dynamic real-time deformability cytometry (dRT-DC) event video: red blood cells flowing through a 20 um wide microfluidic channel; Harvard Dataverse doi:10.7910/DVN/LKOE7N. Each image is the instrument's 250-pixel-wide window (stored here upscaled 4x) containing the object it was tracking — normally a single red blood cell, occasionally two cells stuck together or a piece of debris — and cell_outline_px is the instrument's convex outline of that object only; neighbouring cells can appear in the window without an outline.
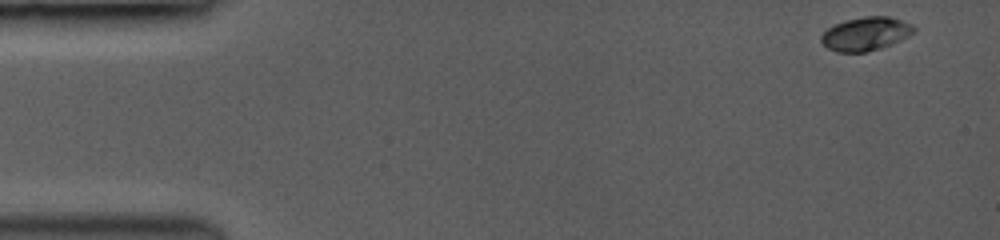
{"species": "common noctule bat (a hibernating species)", "species_latin": "Nyctalus noctula", "temperature_condition": "room temperature", "stored_images_in_passage": 54, "camera_frame_rate_fps": 3500, "um_per_image_px": 0.085, "animal": {"sex": "female", "body_mass_g": 19.0, "forearm_length_mm": 53.3}, "frame": {"image": 1, "passage_image": 1, "time_ms": 0.0, "image_size_px": [1000, 240], "cell_outline_px": [[916, 28], [912, 32], [888, 44], [864, 52], [840, 52], [828, 48], [820, 40], [820, 36], [828, 28], [836, 24], [848, 20], [868, 16], [888, 16], [900, 20]], "centroid_in_image_um": [73.5, 2.86], "position_along_channel_um": 11.5, "area_um2": 17.17}}
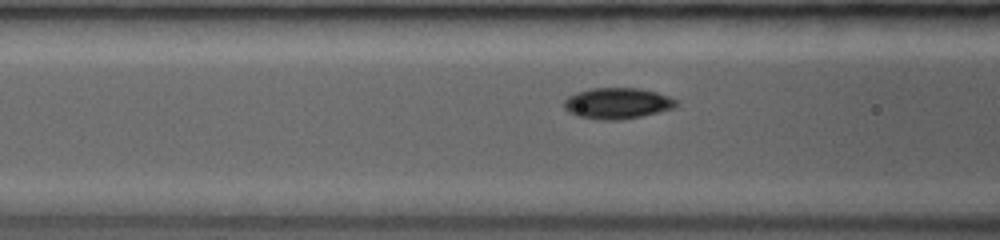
{"frame": {"image": 2, "passage_image": 21, "time_ms": 5.714, "image_size_px": [1000, 240], "cell_outline_px": [[676, 104], [672, 108], [640, 116], [620, 120], [604, 120], [576, 116], [564, 108], [564, 100], [568, 96], [592, 88], [636, 88], [656, 92], [668, 96], [676, 100]], "centroid_in_image_um": [52.43, 8.78], "position_along_channel_um": 114.2, "area_um2": 19.88}}
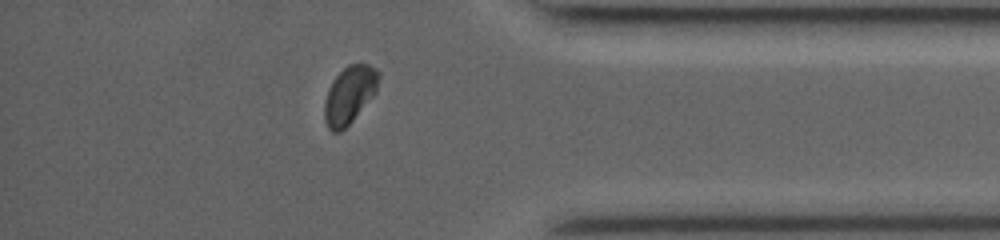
{"frame": {"image": 3, "passage_image": 47, "time_ms": 13.143, "image_size_px": [1000, 240], "cell_outline_px": [[380, 76], [376, 92], [352, 120], [340, 132], [332, 132], [328, 128], [324, 120], [324, 100], [328, 88], [332, 80], [348, 64], [368, 64], [376, 68], [380, 72]], "centroid_in_image_um": [29.69, 8.04], "position_along_channel_um": 405.5, "area_um2": 18.15}, "authors_computed_cell_mechanics": {"area_um2": 18.5538, "velocity_mm_per_s": 4.0455, "shape_relaxation_time_tau1_ms": 1.8545, "shape_relaxation_time_tau2_ms": null, "deformation_change_tau1": 0.1084, "deformation_change_tau2": null}}